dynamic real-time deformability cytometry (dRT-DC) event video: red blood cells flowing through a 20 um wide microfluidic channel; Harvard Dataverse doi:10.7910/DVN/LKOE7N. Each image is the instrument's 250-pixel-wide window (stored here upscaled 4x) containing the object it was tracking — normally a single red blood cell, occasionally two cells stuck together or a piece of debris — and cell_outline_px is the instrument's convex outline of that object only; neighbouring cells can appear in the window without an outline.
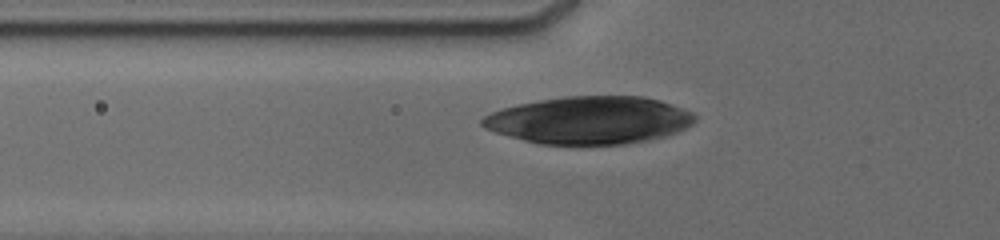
{"species": "human", "species_latin": "Homo sapiens", "temperature_condition": "cold", "stored_images_in_passage": 25, "camera_frame_rate_fps": 3000, "um_per_image_px": 0.085, "donor": {"sex": "male"}, "frame": {"image": 1, "passage_image": 3, "time_ms": 0.333, "image_size_px": [1000, 240], "cell_outline_px": [[696, 120], [692, 124], [676, 132], [664, 136], [648, 140], [624, 144], [572, 148], [540, 144], [508, 136], [484, 128], [480, 124], [480, 120], [484, 116], [500, 108], [516, 104], [564, 96], [644, 96], [660, 100], [688, 112], [696, 116]], "centroid_in_image_um": [50.03, 10.25], "position_along_channel_um": 75.8, "area_um2": 59.88}}
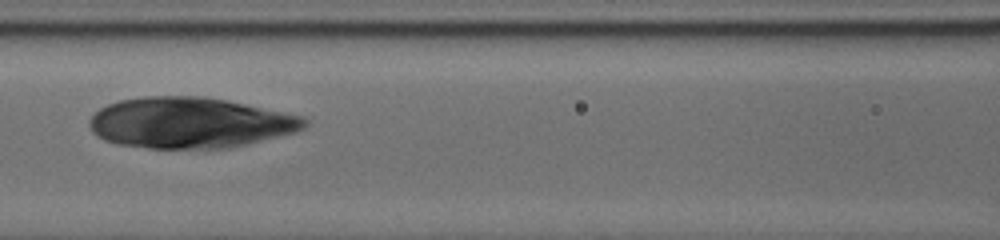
{"frame": {"image": 2, "passage_image": 17, "time_ms": 2.333, "image_size_px": [1000, 240], "cell_outline_px": [[308, 120], [304, 128], [296, 132], [248, 144], [228, 148], [148, 148], [116, 144], [104, 140], [92, 132], [88, 124], [88, 120], [100, 108], [108, 104], [120, 100], [144, 96], [204, 96], [228, 100], [300, 116]], "centroid_in_image_um": [16.11, 10.43], "position_along_channel_um": 150.5, "area_um2": 63.7}}
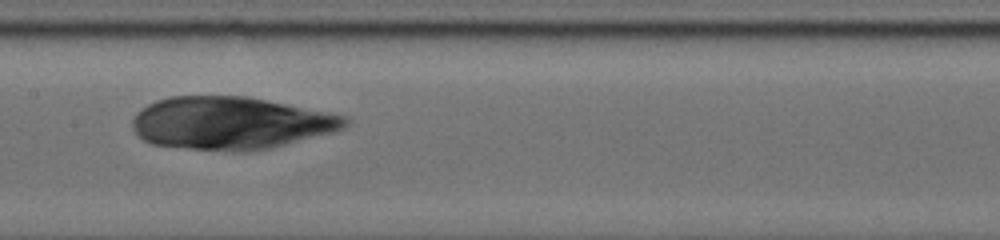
{"frame": {"image": 3, "passage_image": 24, "time_ms": 3.333, "image_size_px": [1000, 240], "cell_outline_px": [[348, 124], [344, 128], [332, 132], [272, 148], [244, 152], [232, 152], [152, 144], [144, 140], [132, 128], [132, 120], [136, 112], [148, 104], [156, 100], [168, 96], [248, 96], [348, 116]], "centroid_in_image_um": [19.61, 10.46], "position_along_channel_um": 187.8, "area_um2": 65.31}}